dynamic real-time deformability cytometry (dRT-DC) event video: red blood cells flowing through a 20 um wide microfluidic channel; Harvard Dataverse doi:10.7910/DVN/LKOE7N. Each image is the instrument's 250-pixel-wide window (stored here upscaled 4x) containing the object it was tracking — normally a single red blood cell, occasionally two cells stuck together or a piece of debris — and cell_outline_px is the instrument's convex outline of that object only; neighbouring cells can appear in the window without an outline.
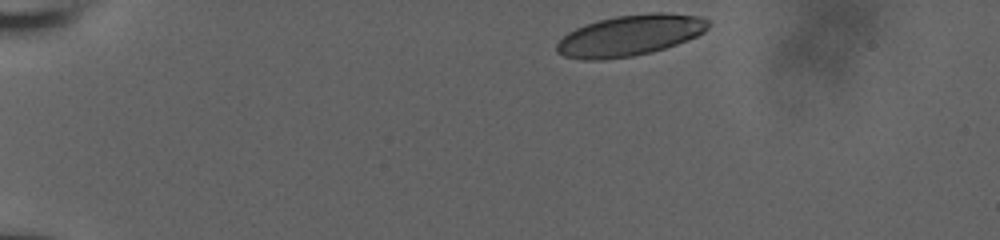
{"species": "human", "species_latin": "Homo sapiens", "temperature_condition": "room temperature", "stored_images_in_passage": 10, "camera_frame_rate_fps": 3000, "um_per_image_px": 0.085, "donor": {"sex": "male"}, "frame": {"image": 1, "passage_image": 1, "time_ms": 0.0, "image_size_px": [1000, 240], "cell_outline_px": [[708, 28], [704, 32], [696, 36], [676, 44], [652, 52], [632, 56], [604, 60], [584, 60], [564, 56], [556, 52], [556, 44], [568, 32], [584, 24], [616, 16], [652, 12], [664, 12], [700, 16], [708, 20]], "centroid_in_image_um": [53.53, 3.01], "position_along_channel_um": 31.5, "area_um2": 36.13}}
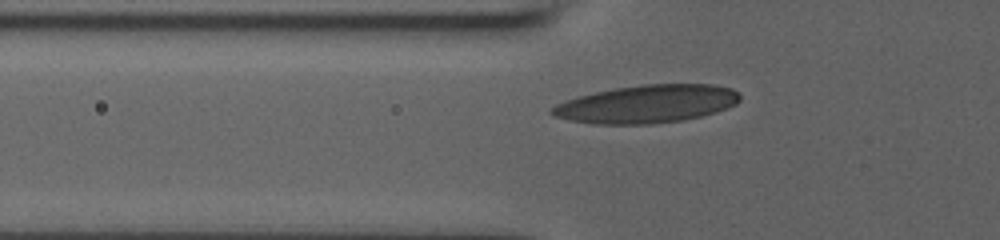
{"frame": {"image": 2, "passage_image": 9, "time_ms": 2.667, "image_size_px": [1000, 240], "cell_outline_px": [[740, 100], [736, 104], [728, 108], [700, 116], [684, 120], [652, 124], [592, 124], [568, 120], [556, 116], [548, 112], [548, 108], [556, 104], [580, 96], [596, 92], [616, 88], [644, 84], [712, 84], [732, 88], [740, 96]], "centroid_in_image_um": [54.98, 8.84], "position_along_channel_um": 70.8, "area_um2": 41.56}}